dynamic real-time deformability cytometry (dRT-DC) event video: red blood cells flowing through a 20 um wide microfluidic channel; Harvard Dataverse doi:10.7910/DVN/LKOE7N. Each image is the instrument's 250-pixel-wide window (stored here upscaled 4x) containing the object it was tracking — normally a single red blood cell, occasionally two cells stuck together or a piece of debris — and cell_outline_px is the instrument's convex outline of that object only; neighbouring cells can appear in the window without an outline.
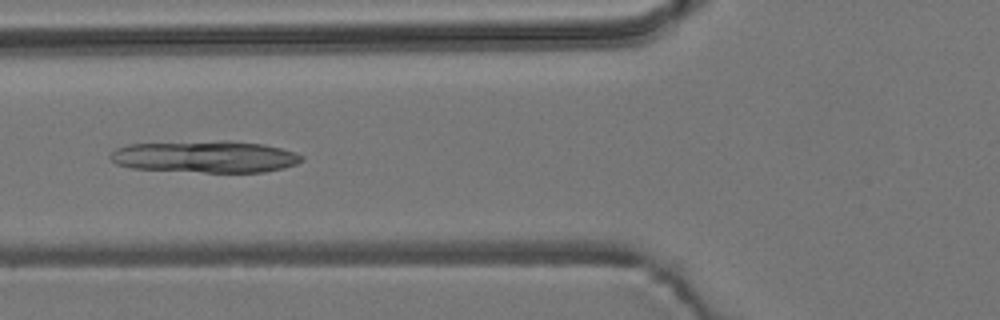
{"species": "common noctule bat (a hibernating species)", "species_latin": "Nyctalus noctula", "temperature_condition": "room temperature", "stored_images_in_passage": 7, "camera_frame_rate_fps": 3000, "um_per_image_px": 0.085, "animal": {"sex": "male", "body_mass_g": 19.2, "forearm_length_mm": 51.8}, "frame": {"image": 1, "passage_image": 7, "time_ms": 2.0, "image_size_px": [1000, 320], "cell_outline_px": [[304, 160], [296, 164], [284, 168], [264, 172], [204, 172], [132, 168], [116, 164], [108, 156], [116, 148], [128, 144], [220, 140], [228, 140], [264, 144], [296, 152], [304, 156]], "centroid_in_image_um": [17.48, 13.31], "position_along_channel_um": 108.3, "area_um2": 35.78}}